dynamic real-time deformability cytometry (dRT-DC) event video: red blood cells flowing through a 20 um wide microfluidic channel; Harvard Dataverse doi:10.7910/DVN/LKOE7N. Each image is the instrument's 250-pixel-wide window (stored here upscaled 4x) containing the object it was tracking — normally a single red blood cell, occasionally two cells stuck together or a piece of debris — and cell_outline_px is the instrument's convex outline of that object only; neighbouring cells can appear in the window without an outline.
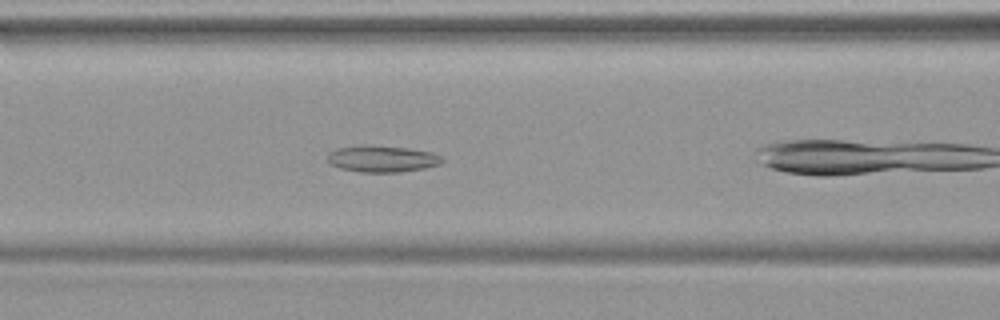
{"species": "common noctule bat (a hibernating species)", "species_latin": "Nyctalus noctula", "temperature_condition": "warm", "stored_images_in_passage": 36, "camera_frame_rate_fps": 3000, "um_per_image_px": 0.085, "animal": {"sex": "female", "body_mass_g": 19.9}, "frame": {"image": 1, "passage_image": 7, "time_ms": 2.0, "image_size_px": [1000, 320], "cell_outline_px": [[444, 160], [440, 164], [424, 168], [396, 172], [360, 172], [340, 168], [332, 164], [328, 160], [328, 152], [336, 148], [360, 144], [368, 144], [408, 148], [432, 152], [440, 156]], "centroid_in_image_um": [32.45, 13.48], "position_along_channel_um": 134.1, "area_um2": 17.86}}
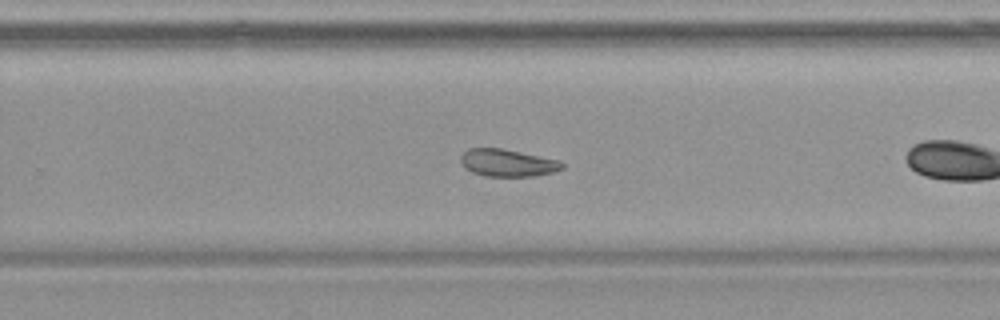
{"frame": {"image": 2, "passage_image": 18, "time_ms": 5.667, "image_size_px": [1000, 320], "cell_outline_px": [[564, 168], [552, 172], [532, 176], [484, 176], [472, 172], [464, 168], [460, 160], [460, 156], [468, 148], [500, 148], [560, 160], [564, 164]], "centroid_in_image_um": [43.12, 13.84], "position_along_channel_um": 286.7, "area_um2": 16.13}}
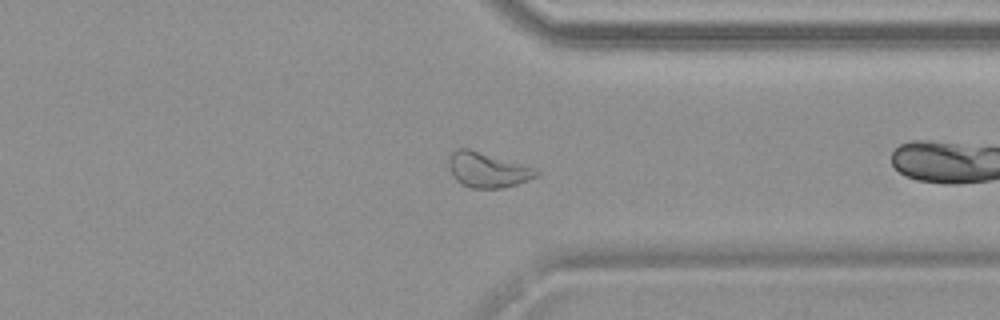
{"frame": {"image": 3, "passage_image": 24, "time_ms": 7.667, "image_size_px": [1000, 320], "cell_outline_px": [[540, 172], [536, 176], [528, 180], [516, 184], [500, 188], [472, 188], [460, 184], [452, 176], [448, 168], [448, 152], [460, 148], [468, 148], [536, 168]], "centroid_in_image_um": [41.37, 14.43], "position_along_channel_um": 370.0, "area_um2": 18.03}}